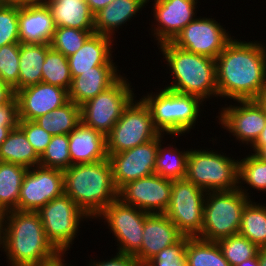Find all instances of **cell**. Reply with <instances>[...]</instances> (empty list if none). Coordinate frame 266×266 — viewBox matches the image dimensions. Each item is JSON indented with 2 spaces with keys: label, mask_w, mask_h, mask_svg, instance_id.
I'll list each match as a JSON object with an SVG mask.
<instances>
[{
  "label": "cell",
  "mask_w": 266,
  "mask_h": 266,
  "mask_svg": "<svg viewBox=\"0 0 266 266\" xmlns=\"http://www.w3.org/2000/svg\"><path fill=\"white\" fill-rule=\"evenodd\" d=\"M251 199L243 208L238 233L246 237L258 248L266 247V204Z\"/></svg>",
  "instance_id": "4dcf8cb0"
},
{
  "label": "cell",
  "mask_w": 266,
  "mask_h": 266,
  "mask_svg": "<svg viewBox=\"0 0 266 266\" xmlns=\"http://www.w3.org/2000/svg\"><path fill=\"white\" fill-rule=\"evenodd\" d=\"M18 30L20 43L49 44L56 26L47 5L18 6Z\"/></svg>",
  "instance_id": "44dd1931"
},
{
  "label": "cell",
  "mask_w": 266,
  "mask_h": 266,
  "mask_svg": "<svg viewBox=\"0 0 266 266\" xmlns=\"http://www.w3.org/2000/svg\"><path fill=\"white\" fill-rule=\"evenodd\" d=\"M12 129H14L13 126H0V145L7 138Z\"/></svg>",
  "instance_id": "681fc988"
},
{
  "label": "cell",
  "mask_w": 266,
  "mask_h": 266,
  "mask_svg": "<svg viewBox=\"0 0 266 266\" xmlns=\"http://www.w3.org/2000/svg\"><path fill=\"white\" fill-rule=\"evenodd\" d=\"M248 190L239 185L232 191L206 192L202 230L197 238L217 242L238 234L243 208L251 200Z\"/></svg>",
  "instance_id": "8992f818"
},
{
  "label": "cell",
  "mask_w": 266,
  "mask_h": 266,
  "mask_svg": "<svg viewBox=\"0 0 266 266\" xmlns=\"http://www.w3.org/2000/svg\"><path fill=\"white\" fill-rule=\"evenodd\" d=\"M130 84L125 76H121L112 86L82 104L81 122L106 137L123 110L136 98Z\"/></svg>",
  "instance_id": "ba28073f"
},
{
  "label": "cell",
  "mask_w": 266,
  "mask_h": 266,
  "mask_svg": "<svg viewBox=\"0 0 266 266\" xmlns=\"http://www.w3.org/2000/svg\"><path fill=\"white\" fill-rule=\"evenodd\" d=\"M190 150L180 151L173 145L162 147L159 144L156 161L155 174L170 180L184 179L186 175L187 159Z\"/></svg>",
  "instance_id": "d6a6232c"
},
{
  "label": "cell",
  "mask_w": 266,
  "mask_h": 266,
  "mask_svg": "<svg viewBox=\"0 0 266 266\" xmlns=\"http://www.w3.org/2000/svg\"><path fill=\"white\" fill-rule=\"evenodd\" d=\"M27 170L24 166L0 161V215L18 210L22 180Z\"/></svg>",
  "instance_id": "f1b7e54d"
},
{
  "label": "cell",
  "mask_w": 266,
  "mask_h": 266,
  "mask_svg": "<svg viewBox=\"0 0 266 266\" xmlns=\"http://www.w3.org/2000/svg\"><path fill=\"white\" fill-rule=\"evenodd\" d=\"M15 97L14 89L0 80V105L11 102Z\"/></svg>",
  "instance_id": "f6af8a7d"
},
{
  "label": "cell",
  "mask_w": 266,
  "mask_h": 266,
  "mask_svg": "<svg viewBox=\"0 0 266 266\" xmlns=\"http://www.w3.org/2000/svg\"><path fill=\"white\" fill-rule=\"evenodd\" d=\"M50 44L20 43L18 90L42 82V65Z\"/></svg>",
  "instance_id": "4316f807"
},
{
  "label": "cell",
  "mask_w": 266,
  "mask_h": 266,
  "mask_svg": "<svg viewBox=\"0 0 266 266\" xmlns=\"http://www.w3.org/2000/svg\"><path fill=\"white\" fill-rule=\"evenodd\" d=\"M208 150L190 149L185 179L206 192L232 191L239 188V160L223 152L221 154Z\"/></svg>",
  "instance_id": "52a82bcc"
},
{
  "label": "cell",
  "mask_w": 266,
  "mask_h": 266,
  "mask_svg": "<svg viewBox=\"0 0 266 266\" xmlns=\"http://www.w3.org/2000/svg\"><path fill=\"white\" fill-rule=\"evenodd\" d=\"M40 127L55 135H69L81 122L80 106L69 100L62 105L34 120Z\"/></svg>",
  "instance_id": "f546056e"
},
{
  "label": "cell",
  "mask_w": 266,
  "mask_h": 266,
  "mask_svg": "<svg viewBox=\"0 0 266 266\" xmlns=\"http://www.w3.org/2000/svg\"><path fill=\"white\" fill-rule=\"evenodd\" d=\"M206 191L184 179L172 180L169 206L164 213L184 236L197 237L203 224Z\"/></svg>",
  "instance_id": "8fae6325"
},
{
  "label": "cell",
  "mask_w": 266,
  "mask_h": 266,
  "mask_svg": "<svg viewBox=\"0 0 266 266\" xmlns=\"http://www.w3.org/2000/svg\"><path fill=\"white\" fill-rule=\"evenodd\" d=\"M146 4V0H114L94 15L95 33L114 38L116 29L136 17Z\"/></svg>",
  "instance_id": "d4e9b609"
},
{
  "label": "cell",
  "mask_w": 266,
  "mask_h": 266,
  "mask_svg": "<svg viewBox=\"0 0 266 266\" xmlns=\"http://www.w3.org/2000/svg\"><path fill=\"white\" fill-rule=\"evenodd\" d=\"M231 39L216 60L219 98L257 100L266 88V46Z\"/></svg>",
  "instance_id": "6da1fadb"
},
{
  "label": "cell",
  "mask_w": 266,
  "mask_h": 266,
  "mask_svg": "<svg viewBox=\"0 0 266 266\" xmlns=\"http://www.w3.org/2000/svg\"><path fill=\"white\" fill-rule=\"evenodd\" d=\"M238 183L247 184L249 188L266 192V162L254 153L246 158L239 159Z\"/></svg>",
  "instance_id": "8d00e7d4"
},
{
  "label": "cell",
  "mask_w": 266,
  "mask_h": 266,
  "mask_svg": "<svg viewBox=\"0 0 266 266\" xmlns=\"http://www.w3.org/2000/svg\"><path fill=\"white\" fill-rule=\"evenodd\" d=\"M68 146L69 135L52 136L46 150L40 156L39 165L62 171L69 168L72 163Z\"/></svg>",
  "instance_id": "74e56055"
},
{
  "label": "cell",
  "mask_w": 266,
  "mask_h": 266,
  "mask_svg": "<svg viewBox=\"0 0 266 266\" xmlns=\"http://www.w3.org/2000/svg\"><path fill=\"white\" fill-rule=\"evenodd\" d=\"M116 65H99L72 79L69 100L81 106L112 86L122 75Z\"/></svg>",
  "instance_id": "7402d4cb"
},
{
  "label": "cell",
  "mask_w": 266,
  "mask_h": 266,
  "mask_svg": "<svg viewBox=\"0 0 266 266\" xmlns=\"http://www.w3.org/2000/svg\"><path fill=\"white\" fill-rule=\"evenodd\" d=\"M238 266H260L257 255L254 258L243 261Z\"/></svg>",
  "instance_id": "816d5d0a"
},
{
  "label": "cell",
  "mask_w": 266,
  "mask_h": 266,
  "mask_svg": "<svg viewBox=\"0 0 266 266\" xmlns=\"http://www.w3.org/2000/svg\"><path fill=\"white\" fill-rule=\"evenodd\" d=\"M64 194L90 218L96 217L118 198L110 160L71 165L63 171Z\"/></svg>",
  "instance_id": "3957f363"
},
{
  "label": "cell",
  "mask_w": 266,
  "mask_h": 266,
  "mask_svg": "<svg viewBox=\"0 0 266 266\" xmlns=\"http://www.w3.org/2000/svg\"><path fill=\"white\" fill-rule=\"evenodd\" d=\"M50 9L56 28L94 30V14L85 0H42Z\"/></svg>",
  "instance_id": "484cf974"
},
{
  "label": "cell",
  "mask_w": 266,
  "mask_h": 266,
  "mask_svg": "<svg viewBox=\"0 0 266 266\" xmlns=\"http://www.w3.org/2000/svg\"><path fill=\"white\" fill-rule=\"evenodd\" d=\"M37 212L47 239L66 257L65 252L74 244L81 221L89 217L66 194L54 198Z\"/></svg>",
  "instance_id": "30bf717a"
},
{
  "label": "cell",
  "mask_w": 266,
  "mask_h": 266,
  "mask_svg": "<svg viewBox=\"0 0 266 266\" xmlns=\"http://www.w3.org/2000/svg\"><path fill=\"white\" fill-rule=\"evenodd\" d=\"M0 161L18 164L30 169L39 165L40 156L27 140L24 132L17 127L10 131L0 145Z\"/></svg>",
  "instance_id": "83f0119b"
},
{
  "label": "cell",
  "mask_w": 266,
  "mask_h": 266,
  "mask_svg": "<svg viewBox=\"0 0 266 266\" xmlns=\"http://www.w3.org/2000/svg\"><path fill=\"white\" fill-rule=\"evenodd\" d=\"M257 257H258L260 266H266V247L258 249Z\"/></svg>",
  "instance_id": "f907efd6"
},
{
  "label": "cell",
  "mask_w": 266,
  "mask_h": 266,
  "mask_svg": "<svg viewBox=\"0 0 266 266\" xmlns=\"http://www.w3.org/2000/svg\"><path fill=\"white\" fill-rule=\"evenodd\" d=\"M220 24L214 18L200 16L184 27L171 43L188 52L216 59L234 38Z\"/></svg>",
  "instance_id": "4fadbf2b"
},
{
  "label": "cell",
  "mask_w": 266,
  "mask_h": 266,
  "mask_svg": "<svg viewBox=\"0 0 266 266\" xmlns=\"http://www.w3.org/2000/svg\"><path fill=\"white\" fill-rule=\"evenodd\" d=\"M172 192V180L157 174L128 182L118 190V198L149 214L165 213Z\"/></svg>",
  "instance_id": "e0dca14e"
},
{
  "label": "cell",
  "mask_w": 266,
  "mask_h": 266,
  "mask_svg": "<svg viewBox=\"0 0 266 266\" xmlns=\"http://www.w3.org/2000/svg\"><path fill=\"white\" fill-rule=\"evenodd\" d=\"M64 262H66V261H65L64 257L62 256L58 261H56L50 265H47V266H71L70 264L67 265V263H64Z\"/></svg>",
  "instance_id": "db71d44e"
},
{
  "label": "cell",
  "mask_w": 266,
  "mask_h": 266,
  "mask_svg": "<svg viewBox=\"0 0 266 266\" xmlns=\"http://www.w3.org/2000/svg\"><path fill=\"white\" fill-rule=\"evenodd\" d=\"M19 124L18 101L15 97L11 102L0 105V126H13Z\"/></svg>",
  "instance_id": "7bdbcfd3"
},
{
  "label": "cell",
  "mask_w": 266,
  "mask_h": 266,
  "mask_svg": "<svg viewBox=\"0 0 266 266\" xmlns=\"http://www.w3.org/2000/svg\"><path fill=\"white\" fill-rule=\"evenodd\" d=\"M18 127L24 132L36 153L41 156L50 143L52 135L30 120H19Z\"/></svg>",
  "instance_id": "b9f144b4"
},
{
  "label": "cell",
  "mask_w": 266,
  "mask_h": 266,
  "mask_svg": "<svg viewBox=\"0 0 266 266\" xmlns=\"http://www.w3.org/2000/svg\"><path fill=\"white\" fill-rule=\"evenodd\" d=\"M152 12L156 24L152 32L157 45L171 42L196 17L198 0H155ZM157 25V26H156ZM156 26V27H155Z\"/></svg>",
  "instance_id": "ac0fdd59"
},
{
  "label": "cell",
  "mask_w": 266,
  "mask_h": 266,
  "mask_svg": "<svg viewBox=\"0 0 266 266\" xmlns=\"http://www.w3.org/2000/svg\"><path fill=\"white\" fill-rule=\"evenodd\" d=\"M42 82L68 91L72 84L68 58L51 47L47 50L42 65Z\"/></svg>",
  "instance_id": "836d02e7"
},
{
  "label": "cell",
  "mask_w": 266,
  "mask_h": 266,
  "mask_svg": "<svg viewBox=\"0 0 266 266\" xmlns=\"http://www.w3.org/2000/svg\"><path fill=\"white\" fill-rule=\"evenodd\" d=\"M159 50L163 59L167 61V67L171 72L173 84L164 88L171 91L195 95L203 101L218 98L216 84V60L208 56L195 54L180 49L171 42L159 44Z\"/></svg>",
  "instance_id": "277c9868"
},
{
  "label": "cell",
  "mask_w": 266,
  "mask_h": 266,
  "mask_svg": "<svg viewBox=\"0 0 266 266\" xmlns=\"http://www.w3.org/2000/svg\"><path fill=\"white\" fill-rule=\"evenodd\" d=\"M237 105L222 107L218 113V124L232 133L241 144L250 145L256 142L266 126V111L258 100H236ZM240 103V105H239ZM239 105V106H238Z\"/></svg>",
  "instance_id": "2e32d148"
},
{
  "label": "cell",
  "mask_w": 266,
  "mask_h": 266,
  "mask_svg": "<svg viewBox=\"0 0 266 266\" xmlns=\"http://www.w3.org/2000/svg\"><path fill=\"white\" fill-rule=\"evenodd\" d=\"M20 43L0 47V80L18 91Z\"/></svg>",
  "instance_id": "f35d334b"
},
{
  "label": "cell",
  "mask_w": 266,
  "mask_h": 266,
  "mask_svg": "<svg viewBox=\"0 0 266 266\" xmlns=\"http://www.w3.org/2000/svg\"><path fill=\"white\" fill-rule=\"evenodd\" d=\"M40 2H42V0H0V3L3 5H17V6H25Z\"/></svg>",
  "instance_id": "c3c4849f"
},
{
  "label": "cell",
  "mask_w": 266,
  "mask_h": 266,
  "mask_svg": "<svg viewBox=\"0 0 266 266\" xmlns=\"http://www.w3.org/2000/svg\"><path fill=\"white\" fill-rule=\"evenodd\" d=\"M72 165L94 163L108 158L106 137L82 122L69 134Z\"/></svg>",
  "instance_id": "cb8c5ba5"
},
{
  "label": "cell",
  "mask_w": 266,
  "mask_h": 266,
  "mask_svg": "<svg viewBox=\"0 0 266 266\" xmlns=\"http://www.w3.org/2000/svg\"><path fill=\"white\" fill-rule=\"evenodd\" d=\"M95 30H79L76 28H56L50 41V47L69 57L78 51Z\"/></svg>",
  "instance_id": "d590c367"
},
{
  "label": "cell",
  "mask_w": 266,
  "mask_h": 266,
  "mask_svg": "<svg viewBox=\"0 0 266 266\" xmlns=\"http://www.w3.org/2000/svg\"><path fill=\"white\" fill-rule=\"evenodd\" d=\"M164 134L143 145L115 154H107L112 166L113 180L119 190L128 182L155 174V161Z\"/></svg>",
  "instance_id": "9a60e30c"
},
{
  "label": "cell",
  "mask_w": 266,
  "mask_h": 266,
  "mask_svg": "<svg viewBox=\"0 0 266 266\" xmlns=\"http://www.w3.org/2000/svg\"><path fill=\"white\" fill-rule=\"evenodd\" d=\"M190 236H183L178 242L162 249L144 266H186V247Z\"/></svg>",
  "instance_id": "ab89813d"
},
{
  "label": "cell",
  "mask_w": 266,
  "mask_h": 266,
  "mask_svg": "<svg viewBox=\"0 0 266 266\" xmlns=\"http://www.w3.org/2000/svg\"><path fill=\"white\" fill-rule=\"evenodd\" d=\"M64 194L63 171L40 165L28 169L23 177L18 210L38 211Z\"/></svg>",
  "instance_id": "5bb4252c"
},
{
  "label": "cell",
  "mask_w": 266,
  "mask_h": 266,
  "mask_svg": "<svg viewBox=\"0 0 266 266\" xmlns=\"http://www.w3.org/2000/svg\"><path fill=\"white\" fill-rule=\"evenodd\" d=\"M159 135L149 107L142 99L134 98L106 136V152L119 153L148 143Z\"/></svg>",
  "instance_id": "9c48e42d"
},
{
  "label": "cell",
  "mask_w": 266,
  "mask_h": 266,
  "mask_svg": "<svg viewBox=\"0 0 266 266\" xmlns=\"http://www.w3.org/2000/svg\"><path fill=\"white\" fill-rule=\"evenodd\" d=\"M266 111V88L263 90L261 96L257 99Z\"/></svg>",
  "instance_id": "f5cc1de1"
},
{
  "label": "cell",
  "mask_w": 266,
  "mask_h": 266,
  "mask_svg": "<svg viewBox=\"0 0 266 266\" xmlns=\"http://www.w3.org/2000/svg\"><path fill=\"white\" fill-rule=\"evenodd\" d=\"M0 221L8 266H47L63 256L47 239L37 211L12 210Z\"/></svg>",
  "instance_id": "7a4b0ae2"
},
{
  "label": "cell",
  "mask_w": 266,
  "mask_h": 266,
  "mask_svg": "<svg viewBox=\"0 0 266 266\" xmlns=\"http://www.w3.org/2000/svg\"><path fill=\"white\" fill-rule=\"evenodd\" d=\"M112 41L111 37L93 33L75 54L67 57L72 79L99 65H116L112 59Z\"/></svg>",
  "instance_id": "603a6c76"
},
{
  "label": "cell",
  "mask_w": 266,
  "mask_h": 266,
  "mask_svg": "<svg viewBox=\"0 0 266 266\" xmlns=\"http://www.w3.org/2000/svg\"><path fill=\"white\" fill-rule=\"evenodd\" d=\"M89 5L91 12L95 15L102 8H105L114 0H85Z\"/></svg>",
  "instance_id": "bcb514c9"
},
{
  "label": "cell",
  "mask_w": 266,
  "mask_h": 266,
  "mask_svg": "<svg viewBox=\"0 0 266 266\" xmlns=\"http://www.w3.org/2000/svg\"><path fill=\"white\" fill-rule=\"evenodd\" d=\"M19 120L34 121L69 101L68 90L40 82L16 92Z\"/></svg>",
  "instance_id": "d6986e66"
},
{
  "label": "cell",
  "mask_w": 266,
  "mask_h": 266,
  "mask_svg": "<svg viewBox=\"0 0 266 266\" xmlns=\"http://www.w3.org/2000/svg\"><path fill=\"white\" fill-rule=\"evenodd\" d=\"M148 214L117 198L96 218H101L105 224L107 222L108 229H111L109 232L118 242V252L133 256L141 248L144 221Z\"/></svg>",
  "instance_id": "7c38bea8"
},
{
  "label": "cell",
  "mask_w": 266,
  "mask_h": 266,
  "mask_svg": "<svg viewBox=\"0 0 266 266\" xmlns=\"http://www.w3.org/2000/svg\"><path fill=\"white\" fill-rule=\"evenodd\" d=\"M184 235L164 214H148L144 221L141 248L133 255L144 266L162 249L178 242Z\"/></svg>",
  "instance_id": "ffe728a7"
},
{
  "label": "cell",
  "mask_w": 266,
  "mask_h": 266,
  "mask_svg": "<svg viewBox=\"0 0 266 266\" xmlns=\"http://www.w3.org/2000/svg\"><path fill=\"white\" fill-rule=\"evenodd\" d=\"M2 247V225L0 221V248Z\"/></svg>",
  "instance_id": "9f6ffc18"
},
{
  "label": "cell",
  "mask_w": 266,
  "mask_h": 266,
  "mask_svg": "<svg viewBox=\"0 0 266 266\" xmlns=\"http://www.w3.org/2000/svg\"><path fill=\"white\" fill-rule=\"evenodd\" d=\"M89 266H142L134 256L117 252L110 260H90Z\"/></svg>",
  "instance_id": "ee69618b"
},
{
  "label": "cell",
  "mask_w": 266,
  "mask_h": 266,
  "mask_svg": "<svg viewBox=\"0 0 266 266\" xmlns=\"http://www.w3.org/2000/svg\"><path fill=\"white\" fill-rule=\"evenodd\" d=\"M19 42L18 6L0 5V47Z\"/></svg>",
  "instance_id": "60d3db41"
},
{
  "label": "cell",
  "mask_w": 266,
  "mask_h": 266,
  "mask_svg": "<svg viewBox=\"0 0 266 266\" xmlns=\"http://www.w3.org/2000/svg\"><path fill=\"white\" fill-rule=\"evenodd\" d=\"M186 266H231L217 242L191 237L187 241Z\"/></svg>",
  "instance_id": "1f68e13d"
},
{
  "label": "cell",
  "mask_w": 266,
  "mask_h": 266,
  "mask_svg": "<svg viewBox=\"0 0 266 266\" xmlns=\"http://www.w3.org/2000/svg\"><path fill=\"white\" fill-rule=\"evenodd\" d=\"M217 243L222 250L224 258L231 266H238L243 261L254 258L259 249L239 233L222 238Z\"/></svg>",
  "instance_id": "e575fe53"
},
{
  "label": "cell",
  "mask_w": 266,
  "mask_h": 266,
  "mask_svg": "<svg viewBox=\"0 0 266 266\" xmlns=\"http://www.w3.org/2000/svg\"><path fill=\"white\" fill-rule=\"evenodd\" d=\"M251 148L257 157L266 162V142H255Z\"/></svg>",
  "instance_id": "7dc6e473"
},
{
  "label": "cell",
  "mask_w": 266,
  "mask_h": 266,
  "mask_svg": "<svg viewBox=\"0 0 266 266\" xmlns=\"http://www.w3.org/2000/svg\"><path fill=\"white\" fill-rule=\"evenodd\" d=\"M256 142H266V126L264 129L261 131V134L259 135L258 139Z\"/></svg>",
  "instance_id": "11a10c76"
},
{
  "label": "cell",
  "mask_w": 266,
  "mask_h": 266,
  "mask_svg": "<svg viewBox=\"0 0 266 266\" xmlns=\"http://www.w3.org/2000/svg\"><path fill=\"white\" fill-rule=\"evenodd\" d=\"M141 99L149 107L155 128L160 134L183 136L195 126L204 102L195 95L181 94L166 88Z\"/></svg>",
  "instance_id": "5b68a950"
}]
</instances>
